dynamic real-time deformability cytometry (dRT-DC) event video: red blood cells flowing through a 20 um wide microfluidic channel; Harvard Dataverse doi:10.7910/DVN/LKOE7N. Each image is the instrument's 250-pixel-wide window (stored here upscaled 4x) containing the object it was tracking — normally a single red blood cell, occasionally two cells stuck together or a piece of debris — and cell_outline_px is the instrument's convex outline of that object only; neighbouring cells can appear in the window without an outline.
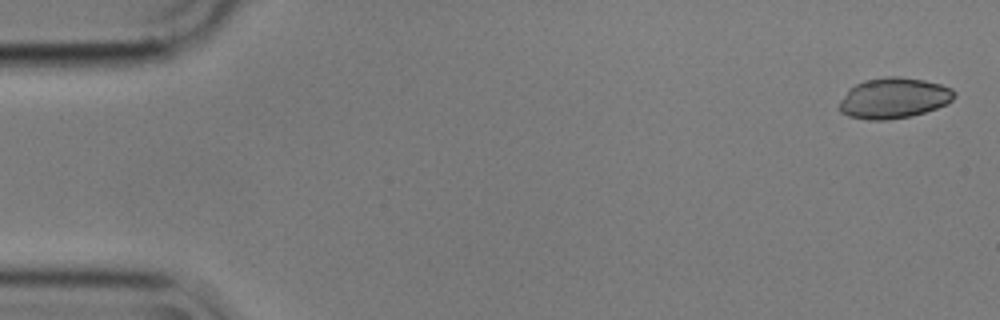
{"species": "common noctule bat (a hibernating species)", "species_latin": "Nyctalus noctula", "temperature_condition": "cold", "stored_images_in_passage": 5, "camera_frame_rate_fps": 3000, "um_per_image_px": 0.085, "animal": {"sex": "male", "body_mass_g": 17.9}, "frame": {"image": 1, "passage_image": 1, "time_ms": 0.0, "image_size_px": [1000, 320], "cell_outline_px": [[956, 96], [948, 104], [912, 116], [888, 120], [868, 120], [848, 116], [840, 112], [840, 100], [856, 84], [864, 80], [884, 76], [900, 76], [924, 80], [940, 84], [952, 88], [956, 92]], "centroid_in_image_um": [76.0, 8.34], "position_along_channel_um": 9.0, "area_um2": 27.34}}
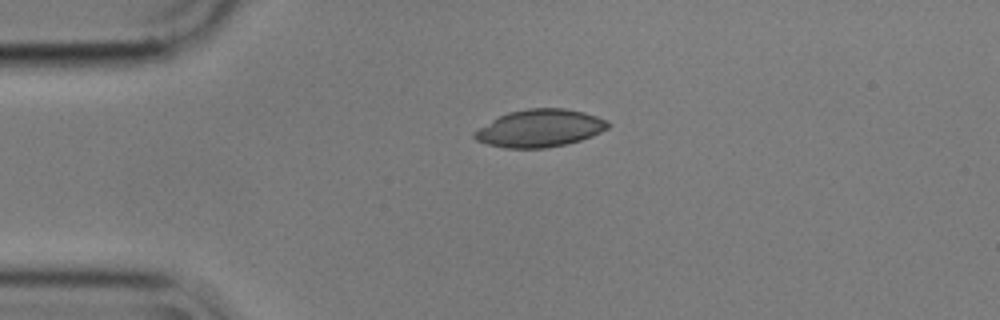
{"frame": {"image": 2, "passage_image": 4, "time_ms": 1.0, "image_size_px": [1000, 320], "cell_outline_px": [[608, 128], [592, 136], [580, 140], [564, 144], [544, 148], [504, 148], [488, 144], [476, 140], [472, 136], [472, 132], [492, 120], [508, 112], [528, 108], [564, 108], [584, 112], [608, 120]], "centroid_in_image_um": [45.87, 10.9], "position_along_channel_um": 39.1, "area_um2": 29.07}}